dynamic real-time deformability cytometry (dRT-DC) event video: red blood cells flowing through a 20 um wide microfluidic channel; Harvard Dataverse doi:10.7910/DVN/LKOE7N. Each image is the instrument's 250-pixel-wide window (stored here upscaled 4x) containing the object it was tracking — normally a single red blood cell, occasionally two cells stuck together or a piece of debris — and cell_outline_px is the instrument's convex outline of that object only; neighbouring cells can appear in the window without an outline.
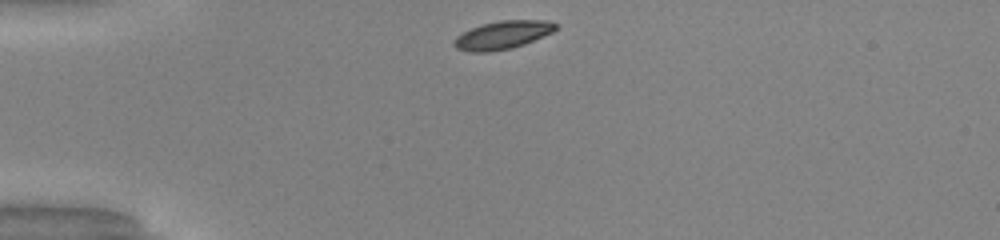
{"species": "common noctule bat (a hibernating species)", "species_latin": "Nyctalus noctula", "temperature_condition": "warm", "stored_images_in_passage": 30, "camera_frame_rate_fps": 3000, "um_per_image_px": 0.085, "animal": {"sex": "male", "body_mass_g": 20.0, "forearm_length_mm": 53.3}, "frame": {"image": 1, "passage_image": 1, "time_ms": 0.0, "image_size_px": [1000, 240], "cell_outline_px": [[560, 24], [552, 32], [524, 44], [512, 48], [488, 52], [468, 52], [456, 48], [452, 44], [456, 36], [480, 24], [500, 20], [548, 20]], "centroid_in_image_um": [42.72, 2.97], "position_along_channel_um": 42.3, "area_um2": 16.76}}
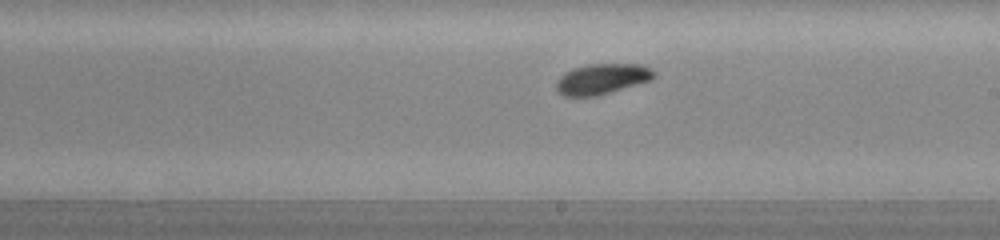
{"frame": {"image": 2, "passage_image": 18, "time_ms": 5.667, "image_size_px": [1000, 240], "cell_outline_px": [[656, 76], [652, 80], [596, 96], [564, 96], [556, 88], [556, 80], [560, 76], [576, 68], [588, 64], [640, 64], [652, 68], [656, 72]], "centroid_in_image_um": [51.23, 6.7], "position_along_channel_um": 237.8, "area_um2": 17.28}, "authors_computed_cell_mechanics": {"area_um2": 17.2822, "velocity_mm_per_s": 4.0792, "shape_relaxation_time_tau1_ms": 1.5386, "shape_relaxation_time_tau2_ms": null, "deformation_change_tau1": 0.1203, "deformation_change_tau2": null}}